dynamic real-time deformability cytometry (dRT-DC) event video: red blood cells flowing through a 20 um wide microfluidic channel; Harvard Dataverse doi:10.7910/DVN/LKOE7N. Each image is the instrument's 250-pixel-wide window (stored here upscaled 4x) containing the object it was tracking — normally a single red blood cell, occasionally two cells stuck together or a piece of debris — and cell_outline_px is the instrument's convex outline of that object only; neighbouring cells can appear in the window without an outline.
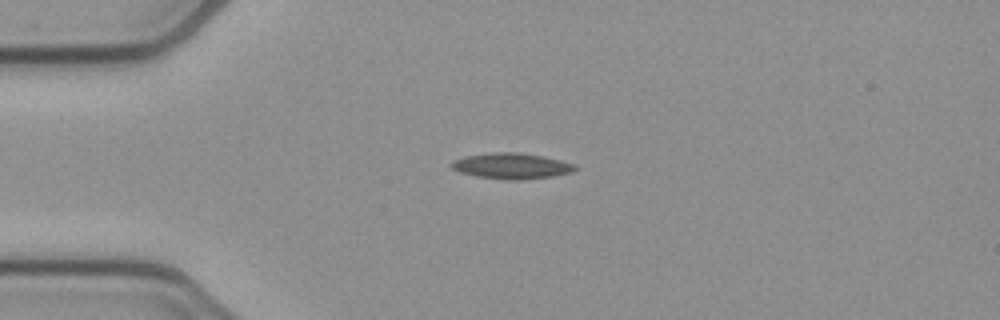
{"species": "common noctule bat (a hibernating species)", "species_latin": "Nyctalus noctula", "temperature_condition": "cold", "stored_images_in_passage": 40, "camera_frame_rate_fps": 3000, "um_per_image_px": 0.085, "animal": {"sex": "female", "body_mass_g": 21.9}, "frame": {"image": 1, "passage_image": 1, "time_ms": 0.0, "image_size_px": [1000, 320], "cell_outline_px": [[576, 168], [572, 172], [552, 176], [520, 180], [508, 180], [476, 176], [460, 172], [452, 168], [448, 164], [452, 160], [468, 156], [496, 152], [516, 152], [544, 156], [576, 164]], "centroid_in_image_um": [43.48, 14.11], "position_along_channel_um": 41.5, "area_um2": 18.5}}
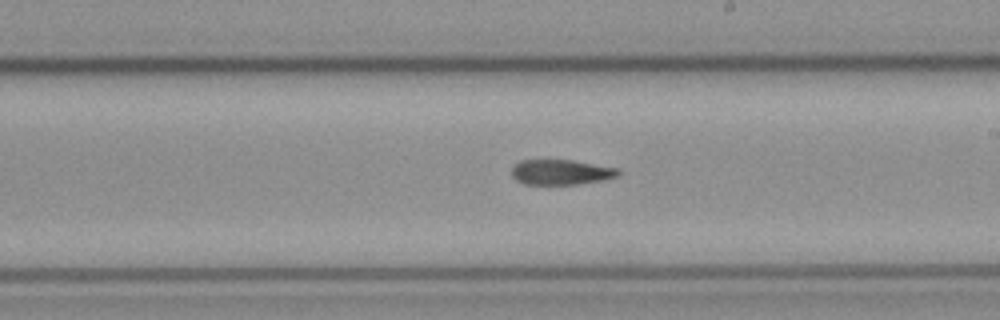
{"frame": {"image": 2, "passage_image": 18, "time_ms": 5.667, "image_size_px": [1000, 320], "cell_outline_px": [[620, 176], [580, 184], [524, 184], [516, 180], [512, 176], [512, 164], [520, 160], [572, 160], [620, 168]], "centroid_in_image_um": [47.68, 14.62], "position_along_channel_um": 241.3, "area_um2": 15.78}}
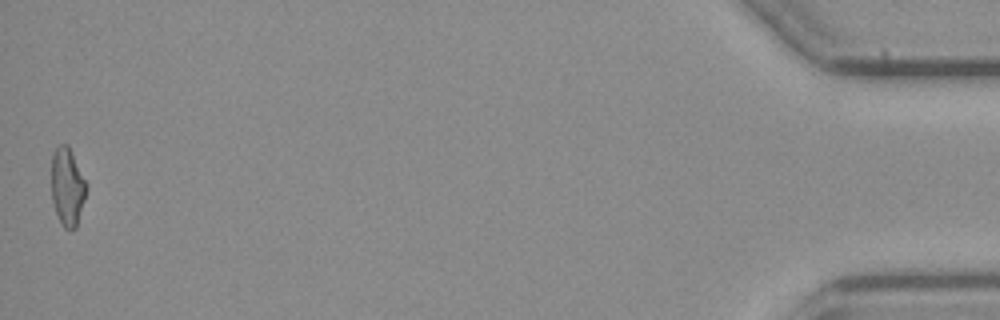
{"frame": {"image": 3, "passage_image": 40, "time_ms": 13.0, "image_size_px": [1000, 320], "cell_outline_px": [[88, 188], [76, 228], [64, 228], [56, 212], [52, 200], [52, 152], [60, 144], [68, 144], [88, 184]], "centroid_in_image_um": [5.75, 15.84], "position_along_channel_um": 429.5, "area_um2": 15.9}, "authors_computed_cell_mechanics": {"area_um2": 16.6464, "velocity_mm_per_s": 3.9331, "shape_relaxation_time_tau1_ms": null, "shape_relaxation_time_tau2_ms": 8.019, "deformation_change_tau1": null, "deformation_change_tau2": 0.1728}}